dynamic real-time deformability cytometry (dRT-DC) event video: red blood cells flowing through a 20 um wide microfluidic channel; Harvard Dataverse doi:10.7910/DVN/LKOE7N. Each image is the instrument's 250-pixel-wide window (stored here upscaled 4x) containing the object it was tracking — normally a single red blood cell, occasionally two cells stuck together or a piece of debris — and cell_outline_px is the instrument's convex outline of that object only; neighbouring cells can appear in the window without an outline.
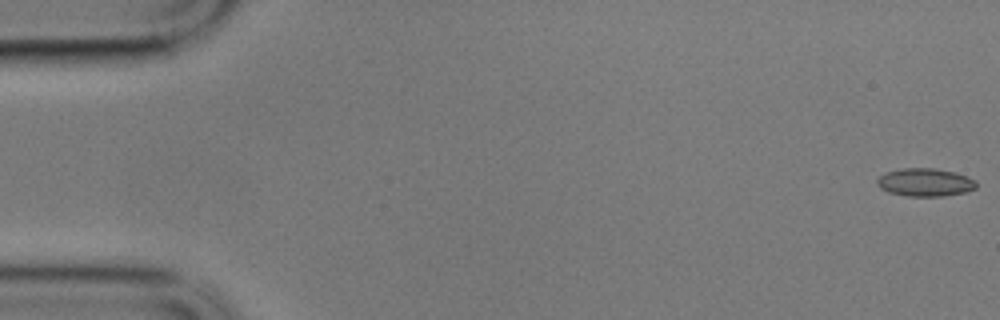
{"species": "common noctule bat (a hibernating species)", "species_latin": "Nyctalus noctula", "temperature_condition": "cold", "stored_images_in_passage": 59, "camera_frame_rate_fps": 3000, "um_per_image_px": 0.085, "animal": {"sex": "male", "body_mass_g": 17.9}, "frame": {"image": 1, "passage_image": 1, "time_ms": 0.0, "image_size_px": [1000, 320], "cell_outline_px": [[976, 188], [968, 192], [940, 196], [908, 196], [888, 192], [880, 188], [876, 184], [876, 180], [884, 172], [904, 168], [936, 168], [952, 172], [976, 180]], "centroid_in_image_um": [78.6, 15.5], "position_along_channel_um": 6.4, "area_um2": 16.18}}
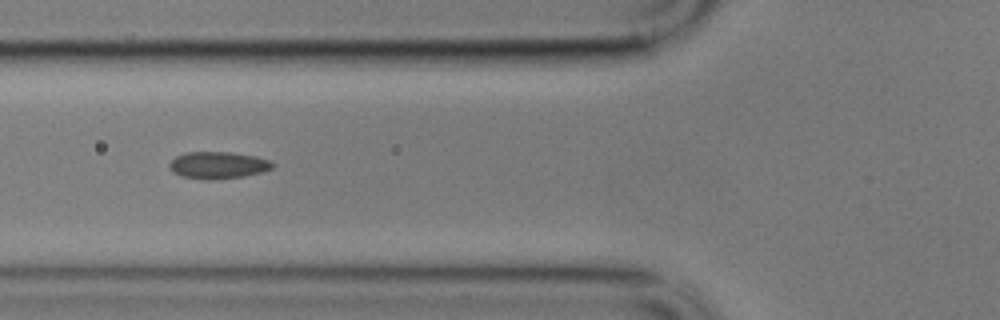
{"frame": {"image": 2, "passage_image": 22, "time_ms": 7.0, "image_size_px": [1000, 320], "cell_outline_px": [[276, 164], [272, 168], [260, 172], [244, 176], [212, 180], [204, 180], [184, 176], [172, 172], [168, 164], [176, 156], [184, 152], [232, 152], [256, 156], [272, 160]], "centroid_in_image_um": [18.55, 14.03], "position_along_channel_um": 107.2, "area_um2": 16.36}}
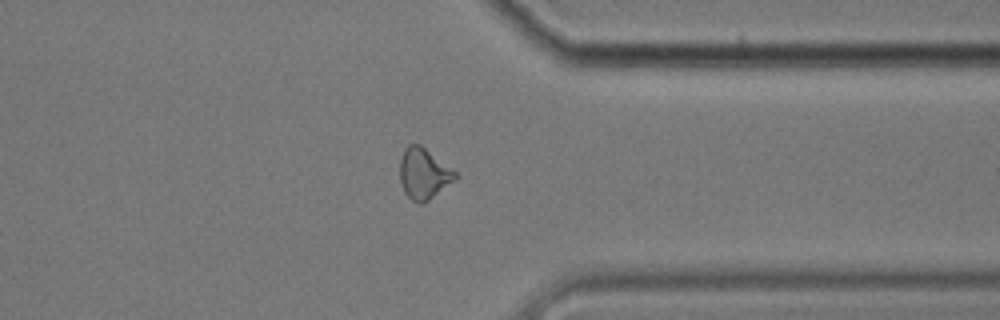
{"frame": {"image": 3, "passage_image": 46, "time_ms": 15.0, "image_size_px": [1000, 320], "cell_outline_px": [[460, 176], [456, 180], [424, 204], [420, 204], [412, 200], [404, 192], [400, 180], [400, 160], [404, 148], [408, 144], [420, 144], [456, 172]], "centroid_in_image_um": [36.02, 14.78], "position_along_channel_um": 375.4, "area_um2": 16.53}, "authors_computed_cell_mechanics": {"area_um2": 15.895, "velocity_mm_per_s": 3.4055, "shape_relaxation_time_tau1_ms": 8.1248, "shape_relaxation_time_tau2_ms": 2.0976, "deformation_change_tau1": 0.1524, "deformation_change_tau2": 0.082}}